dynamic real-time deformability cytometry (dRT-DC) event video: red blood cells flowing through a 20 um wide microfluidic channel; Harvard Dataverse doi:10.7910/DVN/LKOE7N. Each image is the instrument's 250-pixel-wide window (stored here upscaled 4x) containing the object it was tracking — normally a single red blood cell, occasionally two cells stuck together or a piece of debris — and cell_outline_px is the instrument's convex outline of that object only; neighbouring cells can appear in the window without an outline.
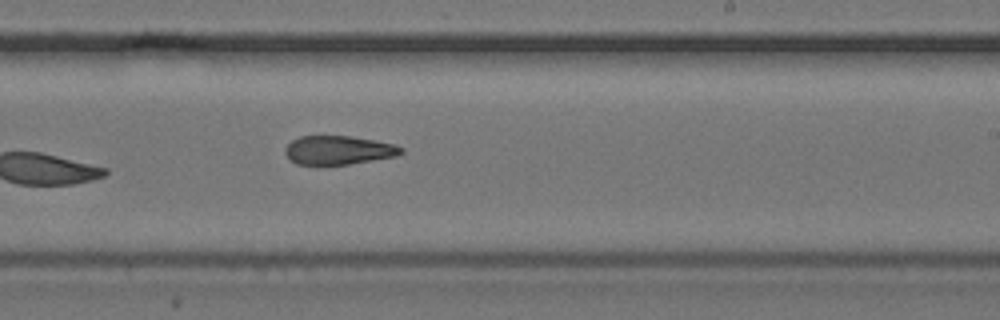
{"species": "common noctule bat (a hibernating species)", "species_latin": "Nyctalus noctula", "temperature_condition": "cold", "stored_images_in_passage": 9, "camera_frame_rate_fps": 3000, "um_per_image_px": 0.085, "animal": {"sex": "female", "body_mass_g": 24.6, "forearm_length_mm": 56.2}, "frame": {"image": 1, "passage_image": 9, "time_ms": 2.667, "image_size_px": [1000, 320], "cell_outline_px": [[404, 152], [396, 156], [348, 164], [316, 168], [296, 164], [288, 160], [284, 152], [284, 148], [292, 140], [300, 136], [352, 136], [396, 144], [404, 148]], "centroid_in_image_um": [28.7, 12.8], "position_along_channel_um": 260.3, "area_um2": 20.29}}